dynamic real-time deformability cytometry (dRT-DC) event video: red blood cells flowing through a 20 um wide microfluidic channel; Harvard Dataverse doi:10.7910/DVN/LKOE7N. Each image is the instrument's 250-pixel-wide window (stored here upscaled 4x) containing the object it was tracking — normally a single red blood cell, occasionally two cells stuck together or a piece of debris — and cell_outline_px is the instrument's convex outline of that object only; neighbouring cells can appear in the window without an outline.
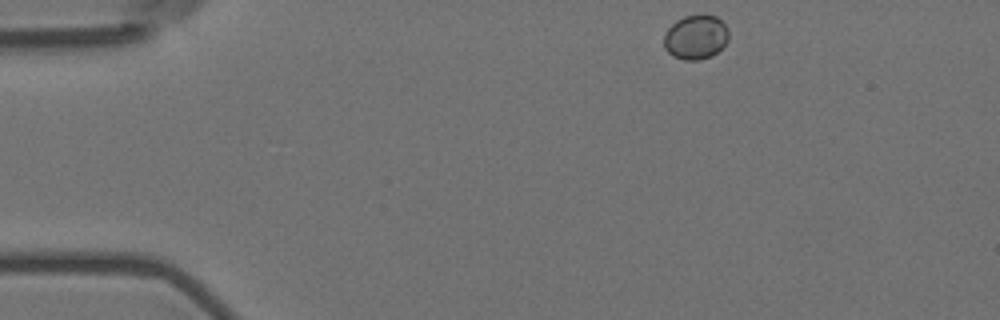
{"species": "Egyptian fruit bat (a non-hibernating species)", "species_latin": "Rousettus aegyptiacus", "temperature_condition": "room temperature", "stored_images_in_passage": 50, "camera_frame_rate_fps": 3000, "um_per_image_px": 0.085, "animal": {"sex": "female"}, "frame": {"image": 1, "passage_image": 1, "time_ms": 0.0, "image_size_px": [1000, 320], "cell_outline_px": [[728, 40], [712, 56], [700, 60], [684, 60], [672, 56], [664, 48], [664, 36], [668, 28], [676, 20], [684, 16], [716, 16], [728, 28]], "centroid_in_image_um": [59.12, 3.18], "position_along_channel_um": 25.9, "area_um2": 16.59}}
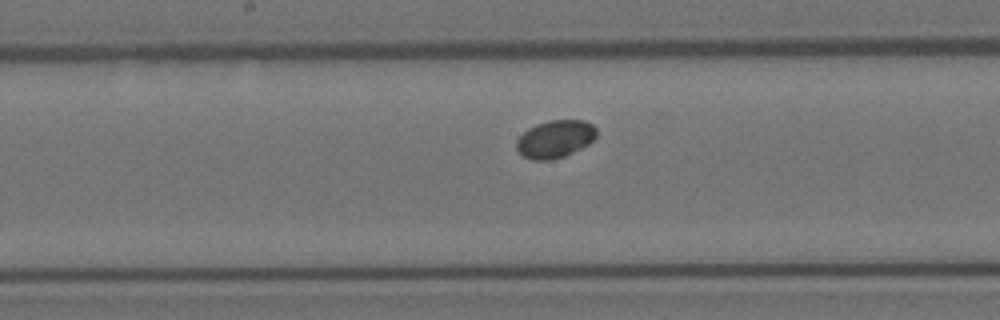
{"frame": {"image": 2, "passage_image": 22, "time_ms": 7.0, "image_size_px": [1000, 320], "cell_outline_px": [[596, 136], [588, 144], [564, 156], [552, 160], [532, 160], [524, 156], [516, 148], [516, 140], [528, 128], [536, 124], [548, 120], [584, 120], [592, 124], [596, 128]], "centroid_in_image_um": [47.17, 11.8], "position_along_channel_um": 201.0, "area_um2": 17.46}}
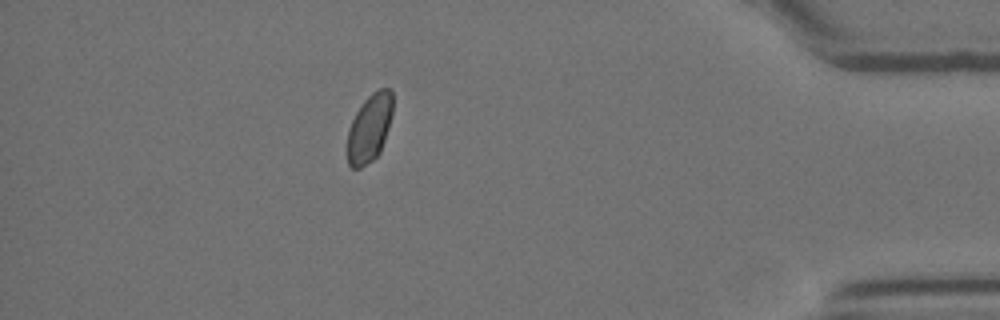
{"frame": {"image": 3, "passage_image": 43, "time_ms": 14.0, "image_size_px": [1000, 320], "cell_outline_px": [[392, 116], [380, 152], [372, 160], [360, 168], [352, 168], [348, 164], [348, 128], [356, 112], [364, 100], [372, 92], [380, 88], [392, 88]], "centroid_in_image_um": [31.41, 10.86], "position_along_channel_um": 403.8, "area_um2": 17.92}}